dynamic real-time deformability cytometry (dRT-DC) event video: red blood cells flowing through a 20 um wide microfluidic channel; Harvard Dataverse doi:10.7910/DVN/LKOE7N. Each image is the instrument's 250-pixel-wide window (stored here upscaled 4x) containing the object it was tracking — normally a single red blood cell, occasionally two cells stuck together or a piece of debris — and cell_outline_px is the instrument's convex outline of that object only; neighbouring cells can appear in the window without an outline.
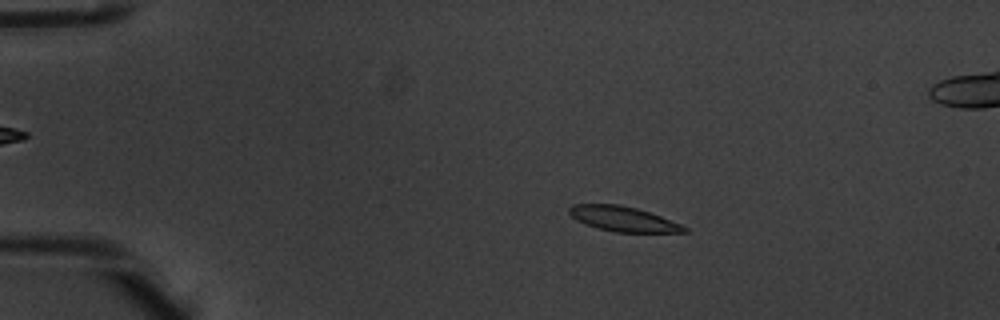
{"species": "common noctule bat (a hibernating species)", "species_latin": "Nyctalus noctula", "temperature_condition": "warm", "stored_images_in_passage": 55, "segment_of_instrument_passage": [1, 2], "camera_frame_rate_fps": 3000, "um_per_image_px": 0.085, "animal": {"sex": "male", "body_mass_g": 20.1, "forearm_length_mm": 53.5}, "frame": {"image": 1, "passage_image": 11, "time_ms": 3.333, "image_size_px": [1000, 320], "cell_outline_px": [[688, 232], [616, 232], [596, 228], [576, 220], [568, 212], [568, 208], [572, 204], [620, 204], [636, 208], [660, 216], [680, 224], [688, 228]], "centroid_in_image_um": [52.93, 18.6], "position_along_channel_um": 32.1, "area_um2": 16.65}}
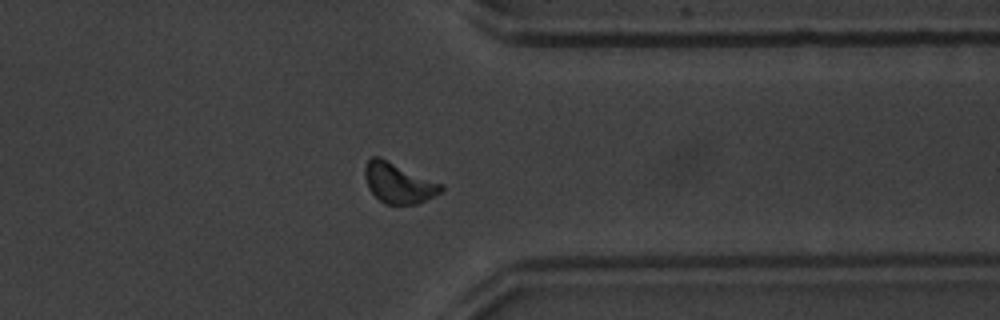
{"frame": {"image": 2, "passage_image": 43, "time_ms": 14.0, "image_size_px": [1000, 320], "cell_outline_px": [[444, 188], [440, 192], [416, 204], [384, 204], [368, 188], [364, 176], [364, 168], [368, 160], [372, 156], [380, 156], [444, 184]], "centroid_in_image_um": [33.86, 15.53], "position_along_channel_um": 377.5, "area_um2": 17.98}}
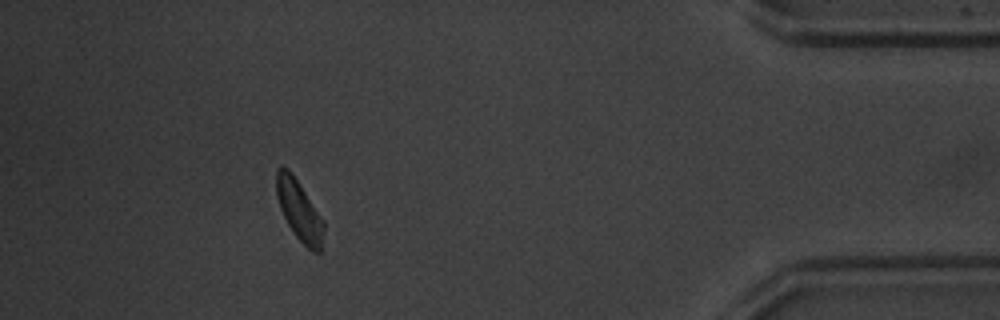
{"frame": {"image": 3, "passage_image": 49, "time_ms": 16.0, "image_size_px": [1000, 320], "cell_outline_px": [[324, 228], [320, 252], [312, 252], [296, 236], [288, 224], [280, 208], [276, 196], [276, 168], [288, 168], [324, 220]], "centroid_in_image_um": [25.43, 17.89], "position_along_channel_um": 409.8, "area_um2": 16.3}}